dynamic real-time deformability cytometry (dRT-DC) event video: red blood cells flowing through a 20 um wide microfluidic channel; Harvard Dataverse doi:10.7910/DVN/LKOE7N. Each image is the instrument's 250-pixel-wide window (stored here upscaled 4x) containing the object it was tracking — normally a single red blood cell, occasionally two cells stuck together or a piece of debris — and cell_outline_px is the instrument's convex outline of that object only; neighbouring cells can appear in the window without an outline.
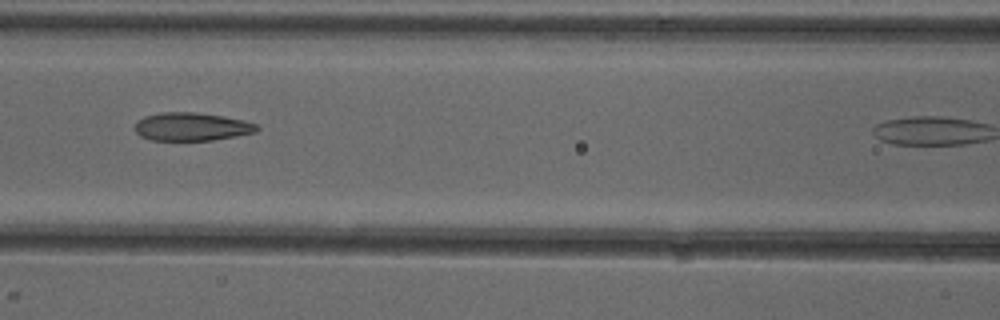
{"species": "common noctule bat (a hibernating species)", "species_latin": "Nyctalus noctula", "temperature_condition": "cold", "stored_images_in_passage": 7, "camera_frame_rate_fps": 3000, "um_per_image_px": 0.085, "animal": {"sex": "female"}, "frame": {"image": 1, "passage_image": 6, "time_ms": 5.667, "image_size_px": [1000, 320], "cell_outline_px": [[260, 128], [256, 132], [236, 136], [212, 140], [152, 140], [140, 136], [136, 132], [136, 124], [144, 116], [160, 112], [196, 112], [224, 116], [244, 120], [256, 124]], "centroid_in_image_um": [16.32, 10.76], "position_along_channel_um": 150.3, "area_um2": 20.0}}